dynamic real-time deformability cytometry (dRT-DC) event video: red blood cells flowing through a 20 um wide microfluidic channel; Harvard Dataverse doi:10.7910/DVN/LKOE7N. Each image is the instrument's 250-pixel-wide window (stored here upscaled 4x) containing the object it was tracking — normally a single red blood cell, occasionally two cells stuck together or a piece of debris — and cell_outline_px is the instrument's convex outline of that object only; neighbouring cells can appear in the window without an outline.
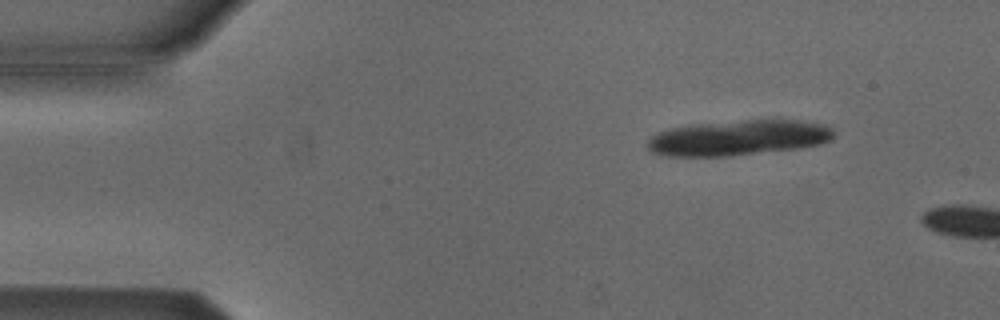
{"species": "Egyptian fruit bat (a non-hibernating species)", "species_latin": "Rousettus aegyptiacus", "temperature_condition": "cold", "stored_images_in_passage": 13, "camera_frame_rate_fps": 3000, "um_per_image_px": 0.085, "animal": {"sex": "male"}, "frame": {"image": 1, "passage_image": 6, "time_ms": 1.667, "image_size_px": [1000, 320], "cell_outline_px": [[836, 132], [832, 140], [820, 144], [800, 148], [728, 156], [668, 156], [652, 152], [648, 148], [648, 140], [652, 136], [660, 132], [672, 128], [692, 124], [748, 120], [796, 120], [820, 124], [832, 128]], "centroid_in_image_um": [62.8, 11.72], "position_along_channel_um": 22.2, "area_um2": 38.15}}